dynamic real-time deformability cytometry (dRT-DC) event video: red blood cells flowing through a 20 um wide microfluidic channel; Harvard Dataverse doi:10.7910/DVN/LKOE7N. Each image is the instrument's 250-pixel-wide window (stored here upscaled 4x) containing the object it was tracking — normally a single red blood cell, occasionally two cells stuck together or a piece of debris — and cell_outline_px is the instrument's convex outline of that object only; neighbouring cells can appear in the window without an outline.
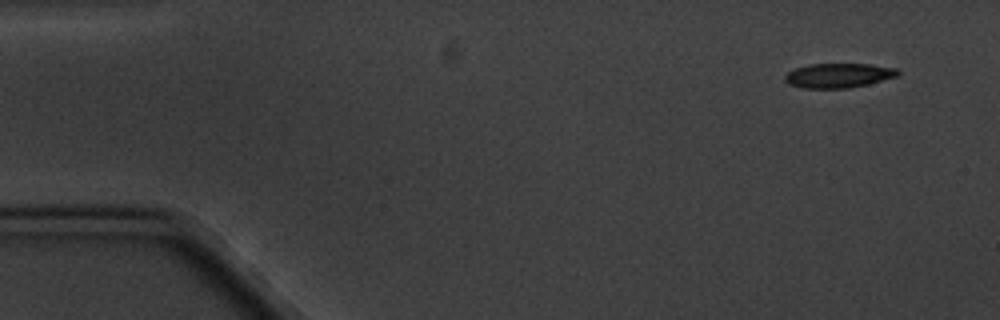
{"species": "common noctule bat (a hibernating species)", "species_latin": "Nyctalus noctula", "temperature_condition": "cold", "stored_images_in_passage": 8, "camera_frame_rate_fps": 3000, "um_per_image_px": 0.085, "animal": {"sex": "male", "body_mass_g": 20.1, "forearm_length_mm": 53.5}, "frame": {"image": 1, "passage_image": 1, "time_ms": 0.0, "image_size_px": [1000, 320], "cell_outline_px": [[900, 72], [896, 76], [868, 84], [848, 88], [800, 88], [788, 84], [784, 80], [784, 76], [788, 72], [796, 68], [808, 64], [868, 64], [896, 68]], "centroid_in_image_um": [71.23, 6.42], "position_along_channel_um": 13.8, "area_um2": 16.07}}
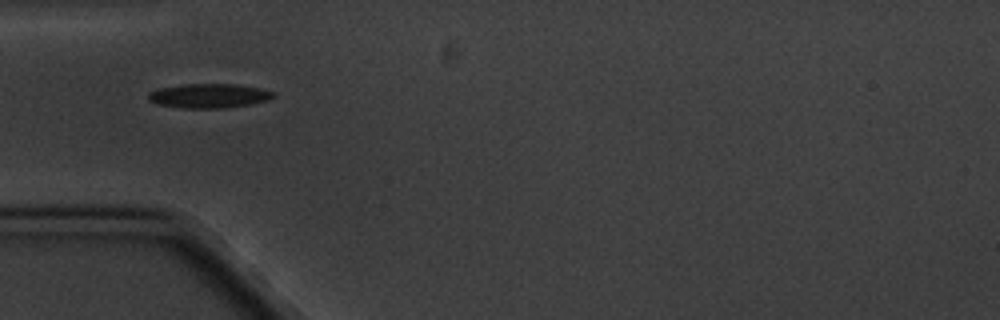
{"frame": {"image": 2, "passage_image": 5, "time_ms": 4.667, "image_size_px": [1000, 320], "cell_outline_px": [[276, 96], [268, 100], [248, 104], [224, 108], [184, 108], [156, 104], [148, 100], [148, 96], [152, 92], [160, 88], [180, 84], [236, 84], [260, 88], [276, 92]], "centroid_in_image_um": [17.79, 8.14], "position_along_channel_um": 67.2, "area_um2": 17.69}}